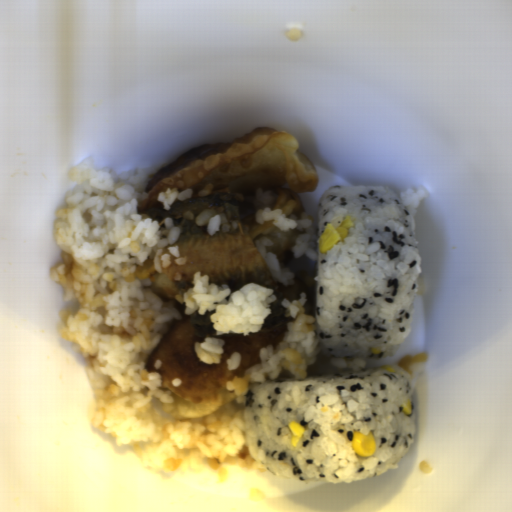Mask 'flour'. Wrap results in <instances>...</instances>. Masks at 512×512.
I'll use <instances>...</instances> for the list:
<instances>
[{
  "mask_svg": "<svg viewBox=\"0 0 512 512\" xmlns=\"http://www.w3.org/2000/svg\"><path fill=\"white\" fill-rule=\"evenodd\" d=\"M294 281H295L294 285H288V286H283L277 282L274 284L282 292L283 298H286L291 303L293 300L300 301V299H301L300 293L305 292V294L307 296V300H306V303L302 307L305 310V314H309L312 316L313 305H312V300H311L310 289L305 287L300 281H296L295 279H294Z\"/></svg>",
  "mask_w": 512,
  "mask_h": 512,
  "instance_id": "flour-4",
  "label": "flour"
},
{
  "mask_svg": "<svg viewBox=\"0 0 512 512\" xmlns=\"http://www.w3.org/2000/svg\"><path fill=\"white\" fill-rule=\"evenodd\" d=\"M180 313V320H172L169 328L160 338L152 353L145 360L148 373L158 372L159 387L166 388L188 405L216 400L226 392V385L237 378H244L247 368L261 364L260 349L272 345L274 351L284 342L289 329L287 323L293 318L286 317L284 325L276 330L240 337H217L223 339L224 353L220 364H207L199 359L195 342H206V337H197L189 325L187 308L177 298L172 299Z\"/></svg>",
  "mask_w": 512,
  "mask_h": 512,
  "instance_id": "flour-2",
  "label": "flour"
},
{
  "mask_svg": "<svg viewBox=\"0 0 512 512\" xmlns=\"http://www.w3.org/2000/svg\"><path fill=\"white\" fill-rule=\"evenodd\" d=\"M156 171L138 215L163 205L158 194L177 187L178 193L192 189L199 197L213 191L240 193L256 210L281 209L287 219L295 214L301 220L298 195L319 185L317 167L301 153L298 140L267 127L228 142L197 145Z\"/></svg>",
  "mask_w": 512,
  "mask_h": 512,
  "instance_id": "flour-1",
  "label": "flour"
},
{
  "mask_svg": "<svg viewBox=\"0 0 512 512\" xmlns=\"http://www.w3.org/2000/svg\"><path fill=\"white\" fill-rule=\"evenodd\" d=\"M275 220L276 219H272L260 224L256 222L254 213L252 216L245 217L242 221L247 225L254 244L255 240L261 237L273 241L274 246H265L266 253L272 252L275 254L280 264H285L286 267L295 259L291 248L296 246V238H298L299 234L306 233L307 230L303 229V231H300L296 228L289 231H282L275 225Z\"/></svg>",
  "mask_w": 512,
  "mask_h": 512,
  "instance_id": "flour-3",
  "label": "flour"
}]
</instances>
